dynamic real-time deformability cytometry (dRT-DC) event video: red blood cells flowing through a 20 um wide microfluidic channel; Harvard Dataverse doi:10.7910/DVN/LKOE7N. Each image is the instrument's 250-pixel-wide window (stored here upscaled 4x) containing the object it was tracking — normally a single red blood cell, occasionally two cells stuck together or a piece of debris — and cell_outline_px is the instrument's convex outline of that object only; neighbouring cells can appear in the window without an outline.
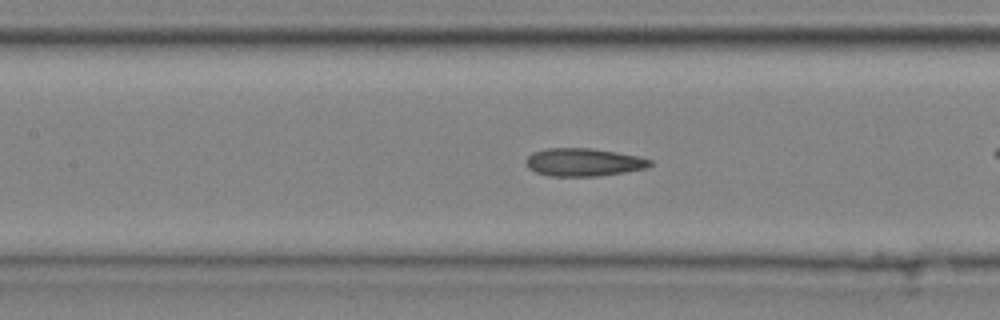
{"species": "common noctule bat (a hibernating species)", "species_latin": "Nyctalus noctula", "temperature_condition": "cold", "stored_images_in_passage": 38, "camera_frame_rate_fps": 3000, "um_per_image_px": 0.085, "animal": {"sex": "male", "body_mass_g": 20.4}, "frame": {"image": 1, "passage_image": 22, "time_ms": 7.0, "image_size_px": [1000, 320], "cell_outline_px": [[652, 164], [644, 168], [624, 172], [596, 176], [548, 176], [536, 172], [528, 168], [524, 160], [532, 152], [548, 148], [592, 148], [640, 156], [652, 160]], "centroid_in_image_um": [49.57, 13.78], "position_along_channel_um": 157.8, "area_um2": 20.23}}